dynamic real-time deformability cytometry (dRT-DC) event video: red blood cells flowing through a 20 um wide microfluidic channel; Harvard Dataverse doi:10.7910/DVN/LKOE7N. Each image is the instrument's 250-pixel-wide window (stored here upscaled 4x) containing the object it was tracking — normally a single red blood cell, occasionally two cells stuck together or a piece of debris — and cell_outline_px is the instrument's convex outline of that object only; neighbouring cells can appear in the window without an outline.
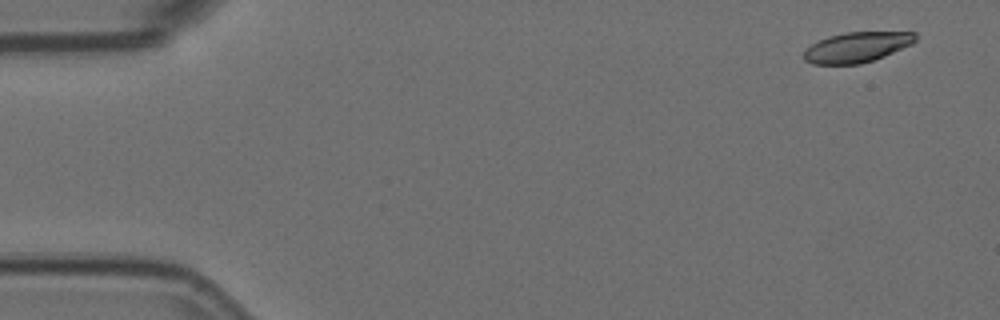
{"species": "Egyptian fruit bat (a non-hibernating species)", "species_latin": "Rousettus aegyptiacus", "temperature_condition": "room temperature", "stored_images_in_passage": 5, "camera_frame_rate_fps": 3000, "um_per_image_px": 0.085, "animal": {"sex": "female"}, "frame": {"image": 1, "passage_image": 1, "time_ms": 0.0, "image_size_px": [1000, 320], "cell_outline_px": [[916, 40], [912, 44], [884, 56], [860, 64], [812, 64], [804, 60], [804, 52], [812, 44], [828, 36], [844, 32], [916, 32]], "centroid_in_image_um": [72.84, 4.01], "position_along_channel_um": 12.2, "area_um2": 19.54}}
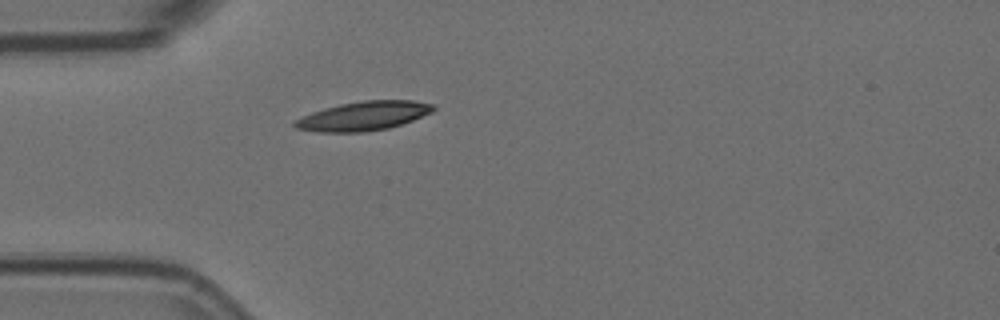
{"frame": {"image": 2, "passage_image": 5, "time_ms": 1.333, "image_size_px": [1000, 320], "cell_outline_px": [[436, 108], [432, 112], [412, 120], [388, 128], [364, 132], [320, 132], [296, 128], [292, 124], [296, 120], [312, 112], [324, 108], [340, 104], [364, 100], [412, 100], [432, 104]], "centroid_in_image_um": [30.9, 9.85], "position_along_channel_um": 54.1, "area_um2": 23.24}}